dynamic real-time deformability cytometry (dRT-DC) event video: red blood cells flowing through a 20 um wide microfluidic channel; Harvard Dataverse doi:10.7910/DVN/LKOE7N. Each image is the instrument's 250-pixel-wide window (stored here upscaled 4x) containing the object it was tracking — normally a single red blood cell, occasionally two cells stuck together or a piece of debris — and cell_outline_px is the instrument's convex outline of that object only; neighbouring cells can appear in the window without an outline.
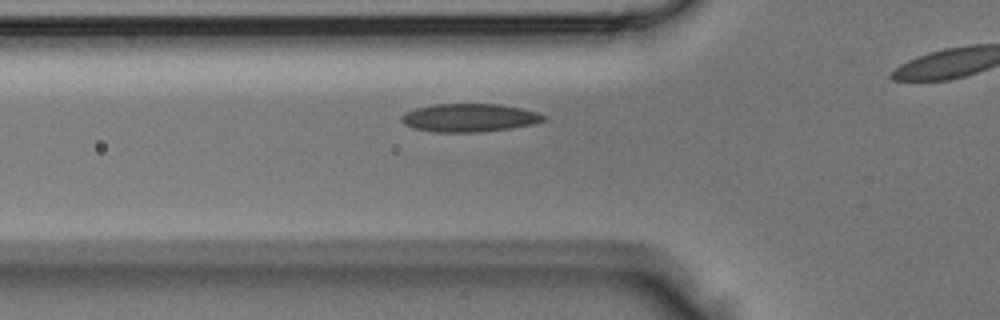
{"species": "Egyptian fruit bat (a non-hibernating species)", "species_latin": "Rousettus aegyptiacus", "temperature_condition": "room temperature", "stored_images_in_passage": 28, "camera_frame_rate_fps": 3000, "um_per_image_px": 0.085, "animal": {"sex": "male"}, "frame": {"image": 1, "passage_image": 7, "time_ms": 2.0, "image_size_px": [1000, 320], "cell_outline_px": [[548, 116], [544, 120], [532, 124], [508, 128], [480, 132], [436, 132], [412, 128], [404, 124], [400, 120], [400, 116], [404, 112], [416, 108], [432, 104], [500, 104], [520, 108], [536, 112]], "centroid_in_image_um": [39.84, 10.0], "position_along_channel_um": 86.0, "area_um2": 23.35}}
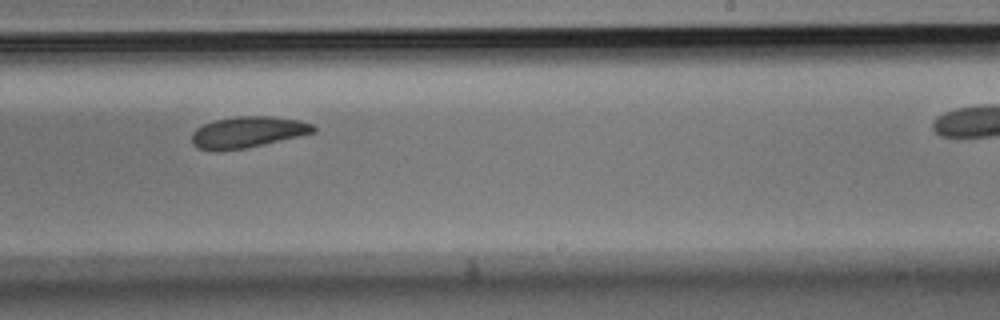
{"frame": {"image": 2, "passage_image": 19, "time_ms": 6.0, "image_size_px": [1000, 320], "cell_outline_px": [[316, 132], [264, 144], [244, 148], [196, 148], [192, 144], [192, 132], [196, 128], [204, 124], [216, 120], [236, 116], [272, 116], [300, 120], [312, 124], [316, 128]], "centroid_in_image_um": [21.1, 11.19], "position_along_channel_um": 267.9, "area_um2": 21.56}}
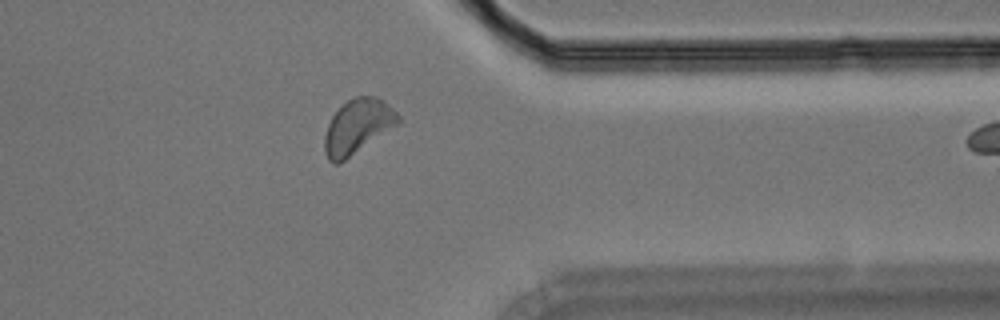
{"frame": {"image": 3, "passage_image": 27, "time_ms": 8.667, "image_size_px": [1000, 320], "cell_outline_px": [[400, 124], [340, 164], [332, 164], [328, 160], [324, 152], [324, 136], [328, 124], [332, 116], [348, 100], [356, 96], [376, 96], [384, 100], [400, 116]], "centroid_in_image_um": [30.41, 10.79], "position_along_channel_um": 381.0, "area_um2": 23.7}}